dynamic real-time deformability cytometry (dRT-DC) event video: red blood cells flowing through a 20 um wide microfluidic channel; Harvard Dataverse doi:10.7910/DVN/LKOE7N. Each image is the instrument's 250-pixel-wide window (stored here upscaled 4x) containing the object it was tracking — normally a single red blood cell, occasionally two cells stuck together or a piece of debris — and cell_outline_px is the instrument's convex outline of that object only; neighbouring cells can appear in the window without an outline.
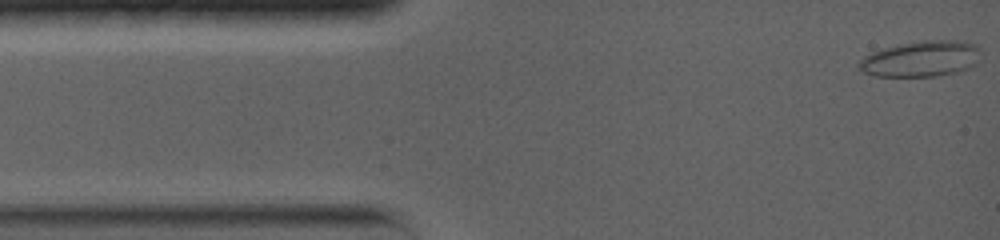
{"species": "common noctule bat (a hibernating species)", "species_latin": "Nyctalus noctula", "temperature_condition": "warm", "stored_images_in_passage": 84, "camera_frame_rate_fps": 5000, "um_per_image_px": 0.085, "animal": {"sex": "female", "body_mass_g": 19.0, "forearm_length_mm": 56.7}, "frame": {"image": 1, "passage_image": 1, "time_ms": 0.0, "image_size_px": [1000, 240], "cell_outline_px": [[980, 52], [972, 64], [968, 68], [960, 72], [936, 76], [876, 76], [864, 72], [856, 68], [856, 64], [864, 56], [872, 52], [884, 48], [900, 44], [920, 40], [956, 40], [976, 44], [980, 48]], "centroid_in_image_um": [78.25, 5.0], "position_along_channel_um": 6.8, "area_um2": 25.43}}
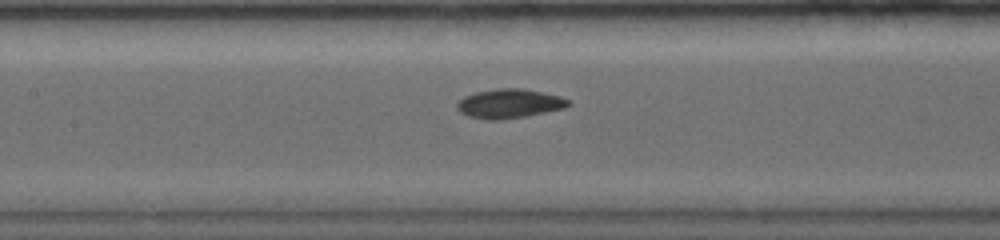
{"frame": {"image": 2, "passage_image": 32, "time_ms": 6.2, "image_size_px": [1000, 240], "cell_outline_px": [[572, 104], [564, 108], [524, 116], [500, 120], [484, 120], [468, 116], [460, 112], [456, 108], [456, 104], [464, 96], [476, 92], [496, 88], [524, 88], [560, 96], [568, 100]], "centroid_in_image_um": [43.26, 8.8], "position_along_channel_um": 164.1, "area_um2": 18.96}}
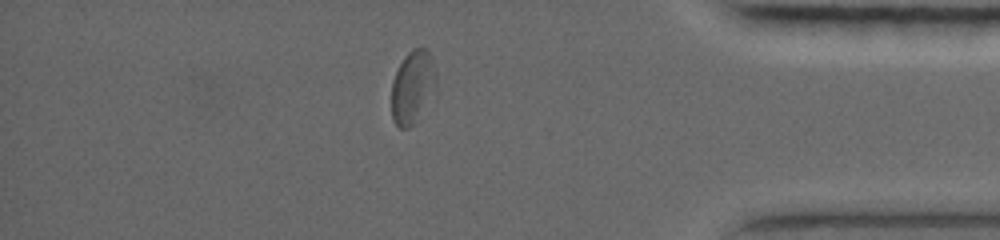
{"frame": {"image": 3, "passage_image": 67, "time_ms": 13.2, "image_size_px": [1000, 240], "cell_outline_px": [[436, 92], [412, 124], [408, 128], [400, 128], [392, 120], [392, 80], [404, 56], [412, 48], [424, 48], [428, 52], [432, 60], [436, 72]], "centroid_in_image_um": [35.08, 7.38], "position_along_channel_um": 400.1, "area_um2": 18.9}, "authors_computed_cell_mechanics": {"area_um2": 18.9873, "velocity_mm_per_s": 3.7621, "shape_relaxation_time_tau1_ms": 5.4172, "shape_relaxation_time_tau2_ms": 2.0941, "deformation_change_tau1": 0.1383, "deformation_change_tau2": 0.0629}}